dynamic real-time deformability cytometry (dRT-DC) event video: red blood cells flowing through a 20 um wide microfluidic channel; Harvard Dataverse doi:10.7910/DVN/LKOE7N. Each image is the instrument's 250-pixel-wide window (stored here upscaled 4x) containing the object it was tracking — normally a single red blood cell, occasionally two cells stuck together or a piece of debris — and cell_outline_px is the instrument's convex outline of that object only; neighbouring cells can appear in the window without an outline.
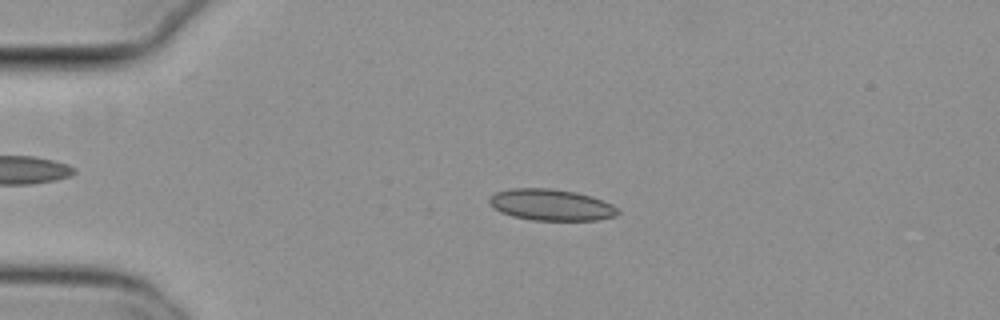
{"species": "common noctule bat (a hibernating species)", "species_latin": "Nyctalus noctula", "temperature_condition": "cold", "stored_images_in_passage": 6, "camera_frame_rate_fps": 3000, "um_per_image_px": 0.085, "animal": {"sex": "female", "body_mass_g": 29.2, "forearm_length_mm": 56.3}, "frame": {"image": 1, "passage_image": 6, "time_ms": 1.667, "image_size_px": [1000, 320], "cell_outline_px": [[620, 212], [616, 216], [596, 220], [532, 220], [512, 216], [500, 212], [492, 208], [488, 204], [488, 196], [496, 192], [512, 188], [552, 188], [576, 192], [592, 196], [612, 204]], "centroid_in_image_um": [46.8, 17.41], "position_along_channel_um": 38.2, "area_um2": 23.76}}